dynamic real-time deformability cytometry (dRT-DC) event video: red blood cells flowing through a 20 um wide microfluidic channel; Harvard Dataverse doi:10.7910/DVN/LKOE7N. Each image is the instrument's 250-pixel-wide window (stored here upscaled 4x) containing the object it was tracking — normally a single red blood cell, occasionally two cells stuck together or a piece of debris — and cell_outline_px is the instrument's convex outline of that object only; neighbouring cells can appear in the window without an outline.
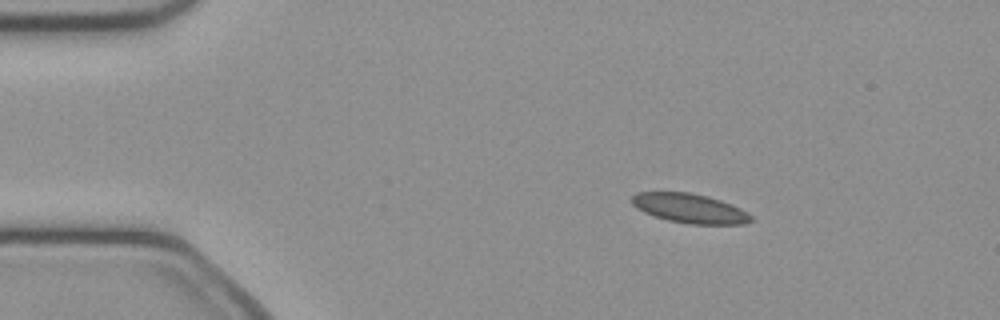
{"species": "common noctule bat (a hibernating species)", "species_latin": "Nyctalus noctula", "temperature_condition": "cold", "stored_images_in_passage": 19, "camera_frame_rate_fps": 3000, "um_per_image_px": 0.085, "animal": {"sex": "female", "body_mass_g": 21.9}, "frame": {"image": 1, "passage_image": 1, "time_ms": 0.0, "image_size_px": [1000, 320], "cell_outline_px": [[752, 220], [744, 224], [688, 224], [668, 220], [644, 212], [636, 208], [632, 204], [632, 196], [636, 192], [688, 192], [708, 196], [732, 204], [740, 208], [752, 216]], "centroid_in_image_um": [58.62, 17.7], "position_along_channel_um": 26.4, "area_um2": 20.35}}
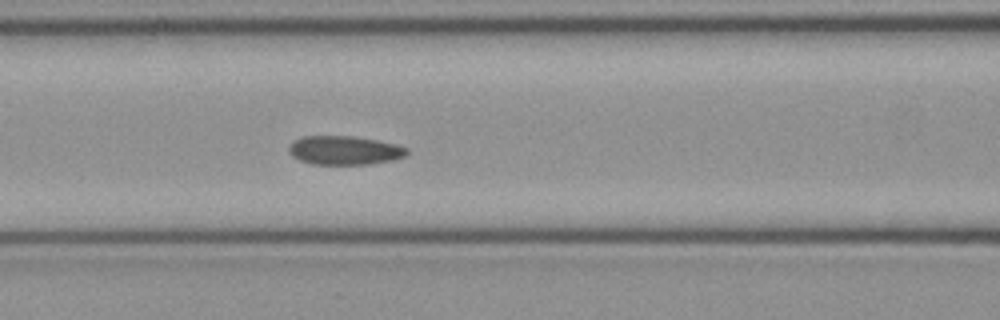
{"frame": {"image": 2, "passage_image": 14, "time_ms": 4.333, "image_size_px": [1000, 320], "cell_outline_px": [[408, 156], [392, 160], [368, 164], [312, 164], [300, 160], [292, 156], [288, 152], [288, 144], [292, 140], [300, 136], [356, 136], [396, 144], [408, 148]], "centroid_in_image_um": [29.25, 12.77], "position_along_channel_um": 137.3, "area_um2": 20.11}}
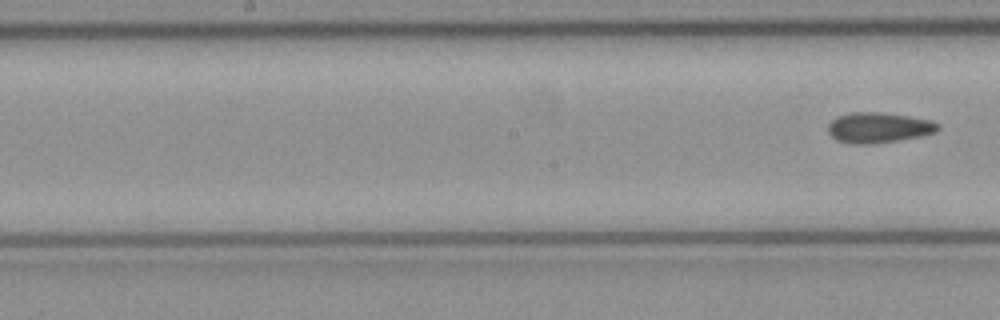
{"frame": {"image": 3, "passage_image": 19, "time_ms": 6.0, "image_size_px": [1000, 320], "cell_outline_px": [[940, 128], [936, 132], [920, 136], [872, 144], [848, 144], [836, 140], [828, 132], [828, 124], [836, 116], [852, 112], [880, 112], [908, 116], [928, 120], [940, 124]], "centroid_in_image_um": [74.64, 10.85], "position_along_channel_um": 173.6, "area_um2": 19.48}}